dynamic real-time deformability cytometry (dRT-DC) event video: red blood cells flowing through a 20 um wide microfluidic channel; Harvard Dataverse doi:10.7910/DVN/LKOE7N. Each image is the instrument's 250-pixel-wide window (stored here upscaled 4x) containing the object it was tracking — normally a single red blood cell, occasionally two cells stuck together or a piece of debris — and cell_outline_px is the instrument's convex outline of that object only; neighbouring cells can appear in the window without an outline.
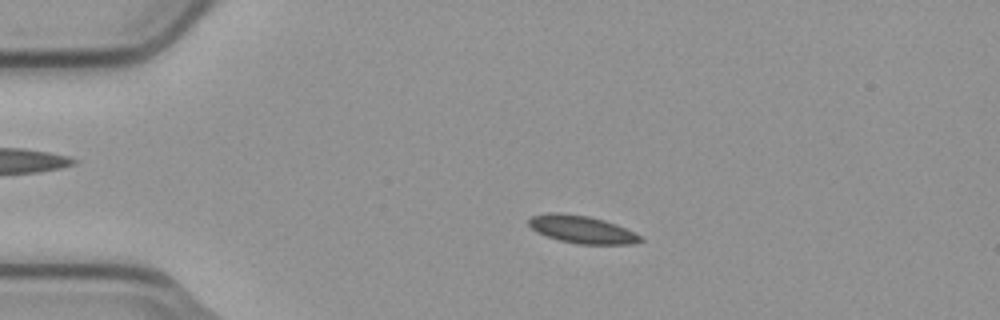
{"species": "common noctule bat (a hibernating species)", "species_latin": "Nyctalus noctula", "temperature_condition": "cold", "stored_images_in_passage": 5, "camera_frame_rate_fps": 3000, "um_per_image_px": 0.085, "animal": {"sex": "male", "body_mass_g": 23.1, "forearm_length_mm": 52.7}, "frame": {"image": 1, "passage_image": 4, "time_ms": 1.0, "image_size_px": [1000, 320], "cell_outline_px": [[644, 240], [632, 244], [576, 244], [560, 240], [536, 232], [528, 224], [528, 220], [532, 216], [548, 212], [560, 212], [588, 216], [604, 220], [616, 224], [640, 236]], "centroid_in_image_um": [49.42, 19.49], "position_along_channel_um": 35.6, "area_um2": 17.86}}